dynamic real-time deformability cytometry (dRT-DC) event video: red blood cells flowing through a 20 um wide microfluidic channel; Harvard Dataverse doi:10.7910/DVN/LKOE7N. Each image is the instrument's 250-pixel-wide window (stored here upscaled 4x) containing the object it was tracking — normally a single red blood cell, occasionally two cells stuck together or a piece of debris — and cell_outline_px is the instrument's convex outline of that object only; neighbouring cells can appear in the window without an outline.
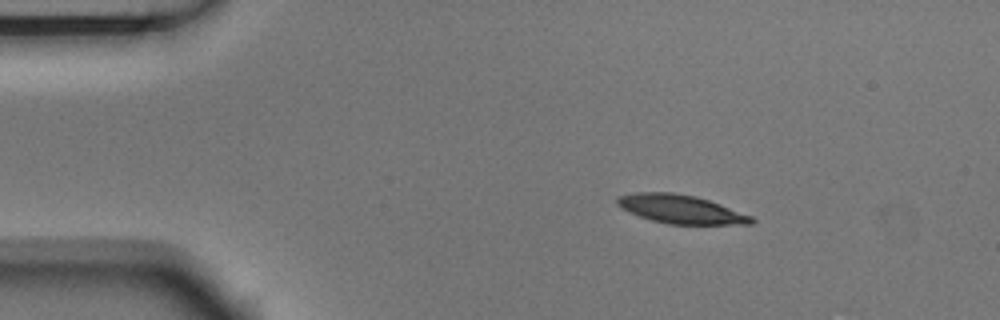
{"species": "Egyptian fruit bat (a non-hibernating species)", "species_latin": "Rousettus aegyptiacus", "temperature_condition": "room temperature", "stored_images_in_passage": 46, "camera_frame_rate_fps": 3000, "um_per_image_px": 0.085, "animal": {"sex": "male"}, "frame": {"image": 1, "passage_image": 1, "time_ms": 0.0, "image_size_px": [1000, 320], "cell_outline_px": [[756, 220], [752, 224], [668, 224], [652, 220], [628, 212], [620, 208], [616, 204], [616, 196], [636, 192], [672, 192], [696, 196], [708, 200], [752, 216]], "centroid_in_image_um": [57.82, 17.77], "position_along_channel_um": 27.2, "area_um2": 22.37}}
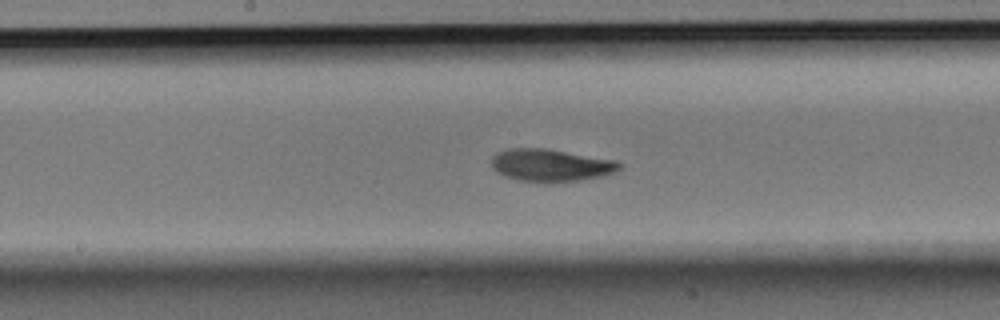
{"frame": {"image": 2, "passage_image": 20, "time_ms": 6.333, "image_size_px": [1000, 320], "cell_outline_px": [[620, 168], [616, 172], [600, 176], [580, 180], [544, 184], [516, 180], [504, 176], [496, 172], [492, 168], [492, 156], [496, 152], [508, 148], [544, 148], [616, 160], [620, 164]], "centroid_in_image_um": [46.76, 14.06], "position_along_channel_um": 201.4, "area_um2": 24.57}}
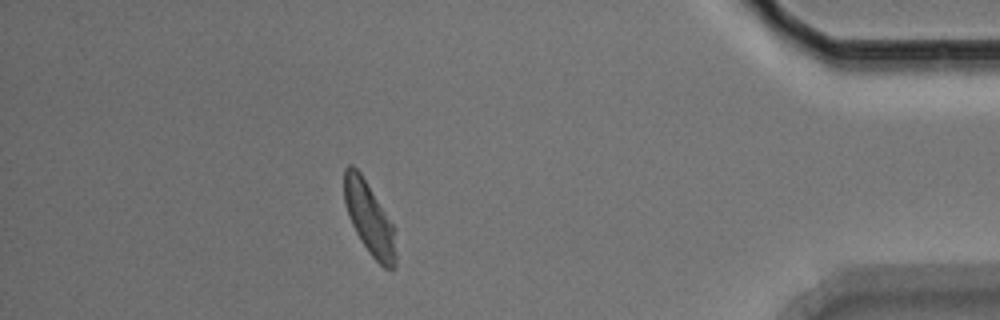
{"frame": {"image": 3, "passage_image": 40, "time_ms": 13.0, "image_size_px": [1000, 320], "cell_outline_px": [[396, 268], [384, 268], [372, 256], [360, 240], [352, 224], [344, 200], [344, 168], [348, 164], [352, 164], [360, 172], [392, 224], [396, 256]], "centroid_in_image_um": [31.37, 18.56], "position_along_channel_um": 403.8, "area_um2": 21.15}, "authors_computed_cell_mechanics": {"area_um2": 23.0333, "velocity_mm_per_s": 3.7084, "shape_relaxation_time_tau1_ms": 2.9913, "shape_relaxation_time_tau2_ms": 4.2031, "deformation_change_tau1": 0.1363, "deformation_change_tau2": 0.1001}}